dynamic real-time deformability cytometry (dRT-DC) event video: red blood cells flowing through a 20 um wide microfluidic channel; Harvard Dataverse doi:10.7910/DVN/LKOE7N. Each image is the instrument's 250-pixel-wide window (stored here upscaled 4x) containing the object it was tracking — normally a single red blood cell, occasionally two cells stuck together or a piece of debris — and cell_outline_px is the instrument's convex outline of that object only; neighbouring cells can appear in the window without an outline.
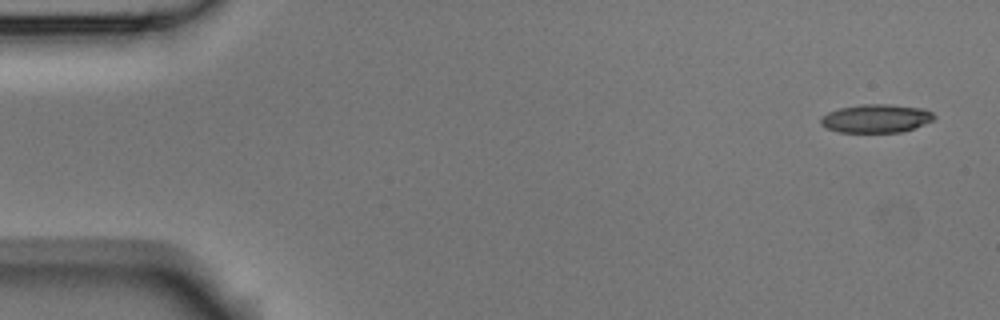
{"species": "Egyptian fruit bat (a non-hibernating species)", "species_latin": "Rousettus aegyptiacus", "temperature_condition": "room temperature", "stored_images_in_passage": 6, "segment_of_instrument_passage": [2, 2], "camera_frame_rate_fps": 3000, "um_per_image_px": 0.085, "animal": {"sex": "male"}, "frame": {"image": 1, "passage_image": 6, "time_ms": 1.667, "image_size_px": [1000, 320], "cell_outline_px": [[936, 116], [932, 120], [924, 124], [900, 132], [840, 132], [828, 128], [820, 124], [820, 116], [828, 112], [840, 108], [860, 104], [888, 104], [924, 108], [932, 112]], "centroid_in_image_um": [74.45, 10.06], "position_along_channel_um": 10.5, "area_um2": 18.73}}